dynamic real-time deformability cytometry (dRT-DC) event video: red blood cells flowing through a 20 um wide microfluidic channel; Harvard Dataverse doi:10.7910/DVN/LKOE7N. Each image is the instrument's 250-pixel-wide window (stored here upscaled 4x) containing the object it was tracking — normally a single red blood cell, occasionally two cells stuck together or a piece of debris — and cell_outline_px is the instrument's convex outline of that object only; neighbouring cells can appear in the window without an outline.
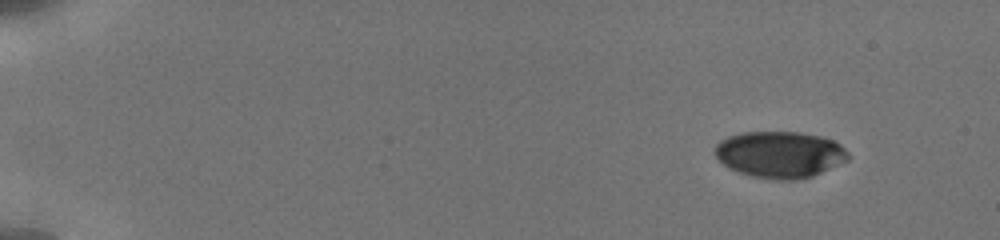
{"species": "human", "species_latin": "Homo sapiens", "temperature_condition": "cold", "stored_images_in_passage": 24, "camera_frame_rate_fps": 3000, "um_per_image_px": 0.085, "donor": {"sex": "male"}, "frame": {"image": 1, "passage_image": 4, "time_ms": 1.333, "image_size_px": [1000, 240], "cell_outline_px": [[848, 160], [812, 176], [796, 180], [776, 180], [752, 176], [728, 168], [716, 156], [716, 144], [720, 140], [728, 136], [740, 132], [800, 132], [820, 136], [832, 140], [840, 144], [848, 152]], "centroid_in_image_um": [66.28, 13.13], "position_along_channel_um": 18.7, "area_um2": 36.01}}
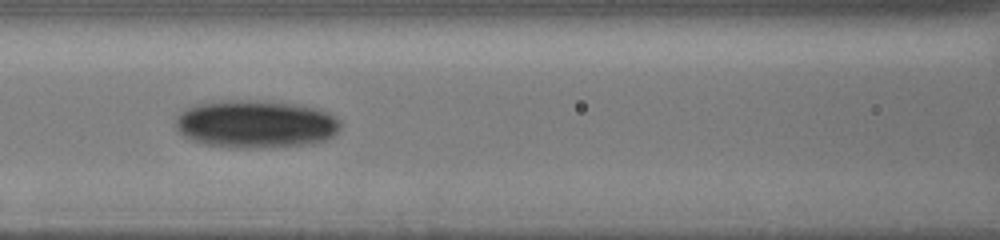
{"frame": {"image": 2, "passage_image": 18, "time_ms": 8.333, "image_size_px": [1000, 240], "cell_outline_px": [[340, 128], [328, 140], [312, 144], [268, 148], [228, 148], [204, 144], [192, 140], [184, 136], [176, 128], [176, 116], [184, 108], [196, 104], [224, 100], [256, 100], [300, 104], [320, 108], [328, 112], [340, 120]], "centroid_in_image_um": [21.75, 10.55], "position_along_channel_um": 144.8, "area_um2": 46.88}}
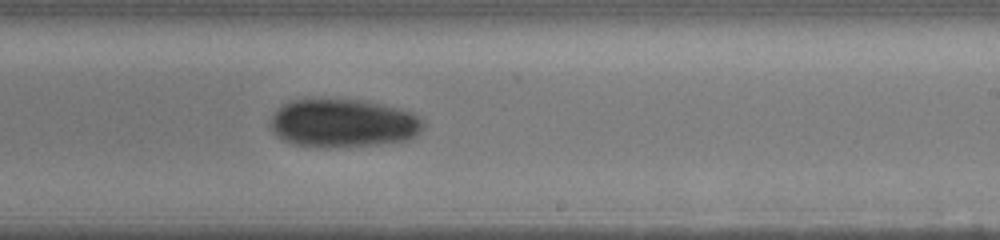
{"frame": {"image": 3, "passage_image": 24, "time_ms": 11.333, "image_size_px": [1000, 240], "cell_outline_px": [[424, 128], [416, 136], [408, 140], [376, 144], [336, 148], [320, 148], [292, 144], [276, 136], [272, 132], [272, 116], [276, 108], [292, 100], [364, 100], [412, 112], [420, 116], [424, 120]], "centroid_in_image_um": [29.18, 10.5], "position_along_channel_um": 259.8, "area_um2": 43.29}}